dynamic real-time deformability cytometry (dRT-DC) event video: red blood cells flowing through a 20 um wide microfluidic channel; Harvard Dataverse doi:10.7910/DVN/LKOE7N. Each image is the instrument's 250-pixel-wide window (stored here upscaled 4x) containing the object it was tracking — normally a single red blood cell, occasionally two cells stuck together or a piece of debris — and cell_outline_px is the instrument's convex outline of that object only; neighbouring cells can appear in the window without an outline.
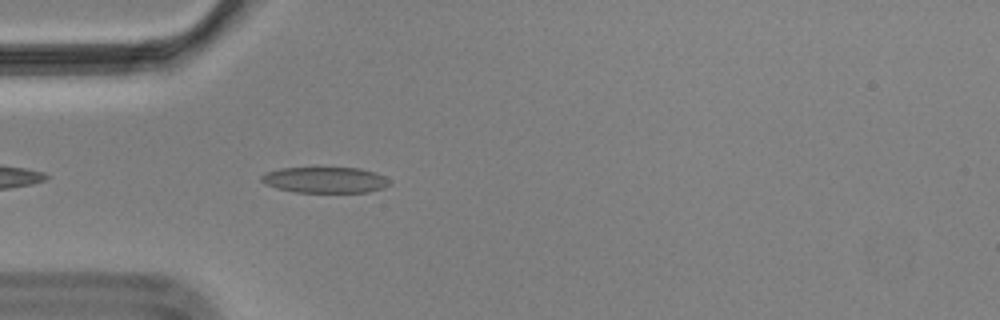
{"species": "Egyptian fruit bat (a non-hibernating species)", "species_latin": "Rousettus aegyptiacus", "temperature_condition": "cold", "stored_images_in_passage": 13, "camera_frame_rate_fps": 3000, "um_per_image_px": 0.085, "animal": {"sex": "male"}, "frame": {"image": 1, "passage_image": 4, "time_ms": 1.0, "image_size_px": [1000, 320], "cell_outline_px": [[388, 184], [384, 188], [368, 192], [296, 192], [276, 188], [264, 184], [260, 180], [260, 176], [264, 172], [280, 168], [316, 164], [360, 168], [384, 176], [388, 180]], "centroid_in_image_um": [27.53, 15.23], "position_along_channel_um": 57.5, "area_um2": 20.46}}